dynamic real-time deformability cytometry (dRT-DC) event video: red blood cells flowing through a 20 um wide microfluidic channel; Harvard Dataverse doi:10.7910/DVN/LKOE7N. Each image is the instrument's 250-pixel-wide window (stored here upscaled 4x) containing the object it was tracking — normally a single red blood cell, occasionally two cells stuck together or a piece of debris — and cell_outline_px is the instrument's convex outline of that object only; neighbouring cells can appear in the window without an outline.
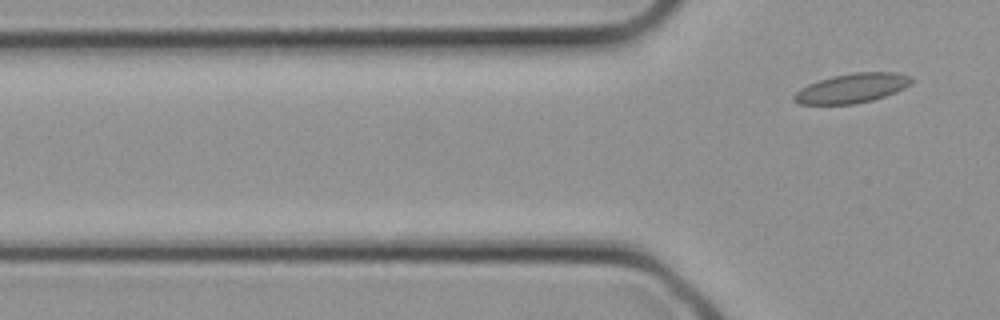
{"species": "common noctule bat (a hibernating species)", "species_latin": "Nyctalus noctula", "temperature_condition": "cold", "stored_images_in_passage": 2, "camera_frame_rate_fps": 3000, "um_per_image_px": 0.085, "animal": {"sex": "female", "body_mass_g": 21.9}, "frame": {"image": 1, "passage_image": 2, "time_ms": 0.333, "image_size_px": [1000, 320], "cell_outline_px": [[912, 84], [896, 92], [872, 100], [856, 104], [800, 104], [792, 100], [792, 96], [800, 88], [808, 84], [832, 76], [856, 72], [896, 72], [912, 76]], "centroid_in_image_um": [72.43, 7.49], "position_along_channel_um": 53.4, "area_um2": 20.23}}